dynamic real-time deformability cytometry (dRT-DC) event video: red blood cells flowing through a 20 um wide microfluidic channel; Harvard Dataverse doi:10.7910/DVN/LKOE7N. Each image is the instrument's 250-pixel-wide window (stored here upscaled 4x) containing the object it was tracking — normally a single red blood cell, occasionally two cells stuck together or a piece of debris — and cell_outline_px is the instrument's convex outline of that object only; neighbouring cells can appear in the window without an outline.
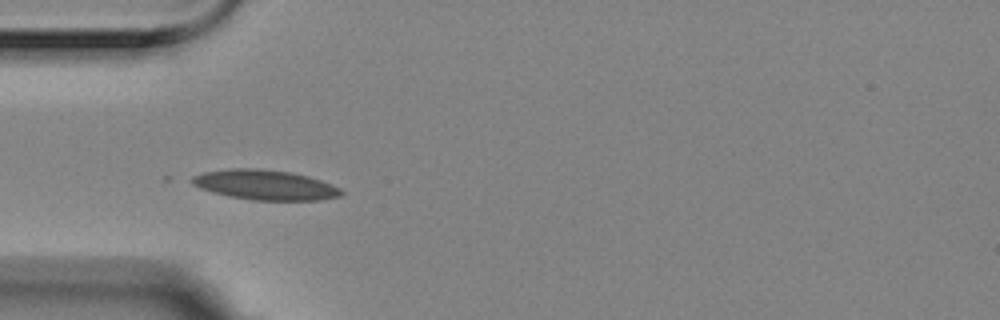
{"species": "Egyptian fruit bat (a non-hibernating species)", "species_latin": "Rousettus aegyptiacus", "temperature_condition": "room temperature", "stored_images_in_passage": 6, "camera_frame_rate_fps": 3000, "um_per_image_px": 0.085, "animal": {"sex": "female"}, "frame": {"image": 1, "passage_image": 5, "time_ms": 1.333, "image_size_px": [1000, 320], "cell_outline_px": [[344, 192], [340, 196], [320, 200], [252, 200], [228, 196], [212, 192], [200, 188], [192, 184], [192, 176], [204, 172], [232, 168], [256, 168], [288, 172], [308, 176], [332, 184], [340, 188]], "centroid_in_image_um": [22.53, 15.72], "position_along_channel_um": 62.5, "area_um2": 25.95}}
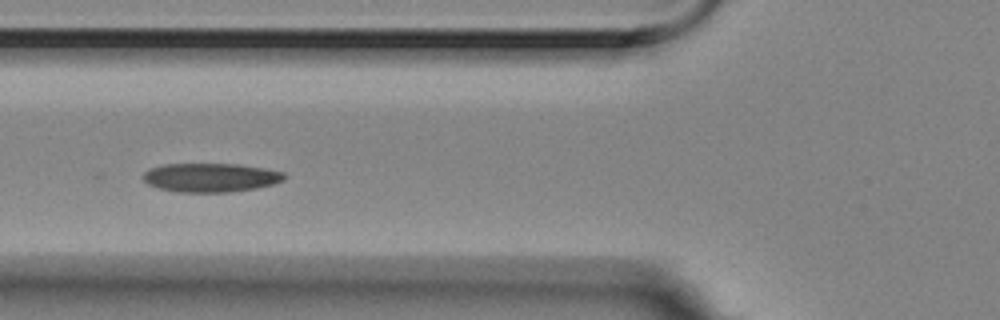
{"frame": {"image": 2, "passage_image": 6, "time_ms": 1.667, "image_size_px": [1000, 320], "cell_outline_px": [[284, 180], [272, 184], [256, 188], [228, 192], [176, 192], [160, 188], [148, 184], [144, 180], [144, 172], [148, 168], [164, 164], [240, 164], [264, 168], [284, 172]], "centroid_in_image_um": [17.89, 15.08], "position_along_channel_um": 107.9, "area_um2": 23.7}}